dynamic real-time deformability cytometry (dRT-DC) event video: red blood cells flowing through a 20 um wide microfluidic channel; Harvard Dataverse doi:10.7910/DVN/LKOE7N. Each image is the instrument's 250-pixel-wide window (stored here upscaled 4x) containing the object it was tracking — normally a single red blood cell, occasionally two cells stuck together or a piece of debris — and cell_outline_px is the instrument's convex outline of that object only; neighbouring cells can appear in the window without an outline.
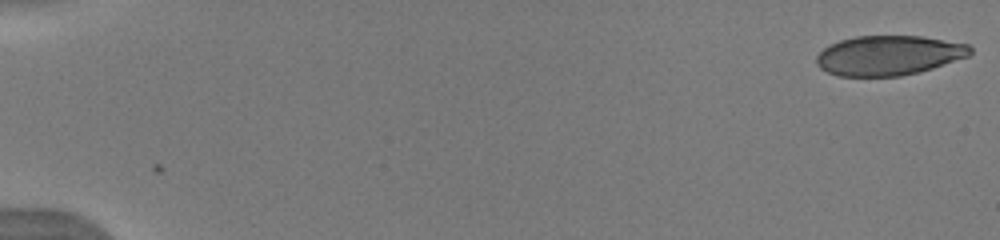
{"species": "human", "species_latin": "Homo sapiens", "temperature_condition": "warm", "stored_images_in_passage": 52, "camera_frame_rate_fps": 3000, "um_per_image_px": 0.085, "donor": {"sex": "male"}, "frame": {"image": 1, "passage_image": 1, "time_ms": 0.0, "image_size_px": [1000, 240], "cell_outline_px": [[972, 52], [968, 56], [932, 68], [900, 76], [840, 76], [828, 72], [820, 68], [816, 64], [816, 56], [824, 48], [840, 40], [856, 36], [920, 36], [968, 44], [972, 48]], "centroid_in_image_um": [75.52, 4.71], "position_along_channel_um": 9.5, "area_um2": 35.32}}
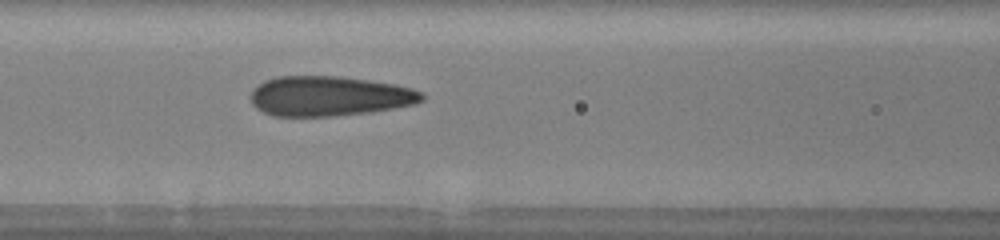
{"frame": {"image": 2, "passage_image": 24, "time_ms": 7.667, "image_size_px": [1000, 240], "cell_outline_px": [[424, 100], [412, 104], [392, 108], [368, 112], [332, 116], [272, 116], [256, 108], [252, 104], [248, 96], [252, 88], [264, 80], [276, 76], [340, 76], [396, 84], [412, 88], [424, 92]], "centroid_in_image_um": [27.93, 8.16], "position_along_channel_um": 138.7, "area_um2": 40.11}}
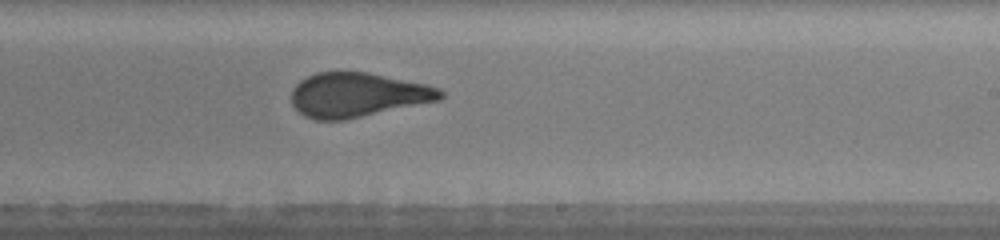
{"frame": {"image": 3, "passage_image": 33, "time_ms": 10.667, "image_size_px": [1000, 240], "cell_outline_px": [[444, 96], [440, 100], [344, 120], [316, 120], [304, 116], [292, 104], [292, 88], [300, 80], [316, 72], [368, 72], [428, 84], [440, 88], [444, 92]], "centroid_in_image_um": [30.41, 8.06], "position_along_channel_um": 258.6, "area_um2": 38.61}, "authors_computed_cell_mechanics": {"area_um2": 38.2636, "velocity_mm_per_s": 4.0086, "shape_relaxation_time_tau1_ms": 11.0091, "shape_relaxation_time_tau2_ms": 0.7349, "deformation_change_tau1": 0.3033, "deformation_change_tau2": 0.0748}}